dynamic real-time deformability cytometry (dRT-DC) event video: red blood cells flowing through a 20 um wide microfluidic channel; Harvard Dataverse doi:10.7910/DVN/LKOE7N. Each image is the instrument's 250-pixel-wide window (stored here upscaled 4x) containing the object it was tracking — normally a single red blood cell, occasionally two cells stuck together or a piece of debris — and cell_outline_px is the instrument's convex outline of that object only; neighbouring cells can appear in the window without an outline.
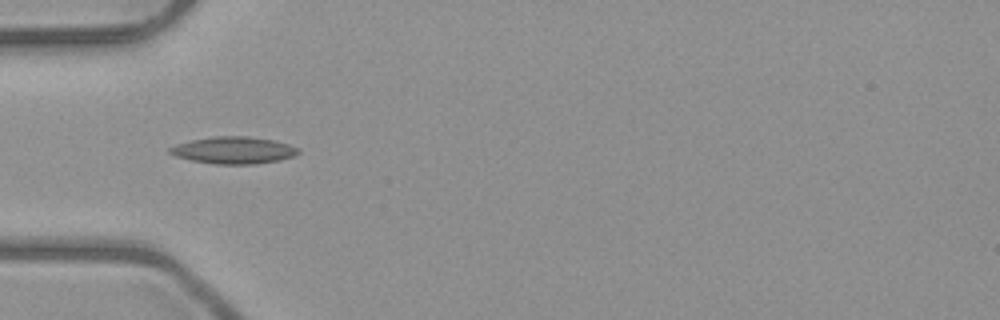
{"species": "common noctule bat (a hibernating species)", "species_latin": "Nyctalus noctula", "temperature_condition": "room temperature", "stored_images_in_passage": 8, "camera_frame_rate_fps": 3000, "um_per_image_px": 0.085, "animal": {"sex": "male", "body_mass_g": 23.1, "forearm_length_mm": 52.7}, "frame": {"image": 1, "passage_image": 5, "time_ms": 4.667, "image_size_px": [1000, 320], "cell_outline_px": [[300, 152], [296, 156], [280, 160], [256, 164], [216, 164], [192, 160], [176, 156], [168, 152], [168, 148], [176, 144], [192, 140], [212, 136], [248, 136], [272, 140], [288, 144], [300, 148]], "centroid_in_image_um": [19.89, 12.77], "position_along_channel_um": 65.1, "area_um2": 20.29}}
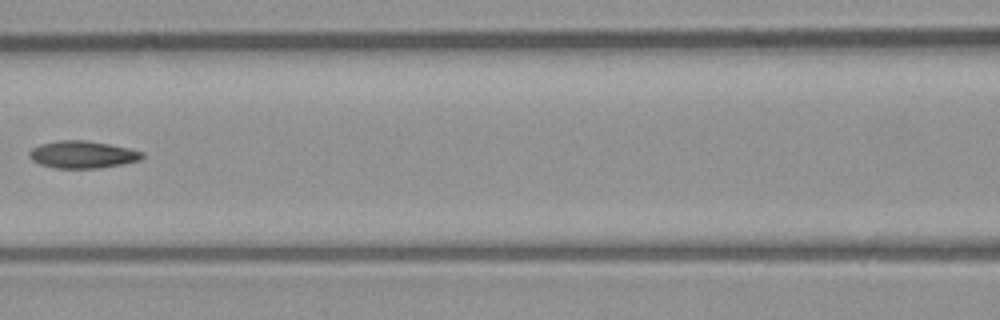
{"frame": {"image": 2, "passage_image": 7, "time_ms": 7.0, "image_size_px": [1000, 320], "cell_outline_px": [[144, 156], [140, 160], [100, 168], [56, 168], [40, 164], [32, 160], [28, 156], [28, 152], [32, 148], [40, 144], [56, 140], [84, 140], [108, 144], [128, 148], [144, 152]], "centroid_in_image_um": [6.98, 13.13], "position_along_channel_um": 159.6, "area_um2": 17.92}}
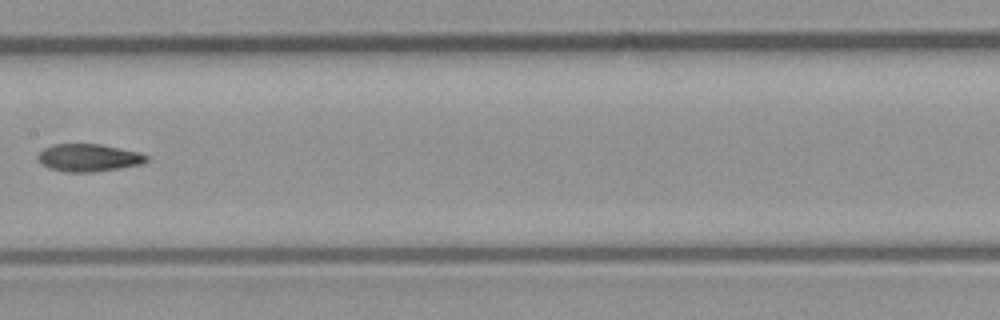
{"frame": {"image": 3, "passage_image": 8, "time_ms": 8.0, "image_size_px": [1000, 320], "cell_outline_px": [[148, 160], [140, 164], [120, 168], [96, 172], [64, 172], [48, 168], [40, 164], [36, 156], [44, 148], [56, 144], [100, 144], [140, 152], [148, 156]], "centroid_in_image_um": [7.51, 13.41], "position_along_channel_um": 199.9, "area_um2": 17.57}}